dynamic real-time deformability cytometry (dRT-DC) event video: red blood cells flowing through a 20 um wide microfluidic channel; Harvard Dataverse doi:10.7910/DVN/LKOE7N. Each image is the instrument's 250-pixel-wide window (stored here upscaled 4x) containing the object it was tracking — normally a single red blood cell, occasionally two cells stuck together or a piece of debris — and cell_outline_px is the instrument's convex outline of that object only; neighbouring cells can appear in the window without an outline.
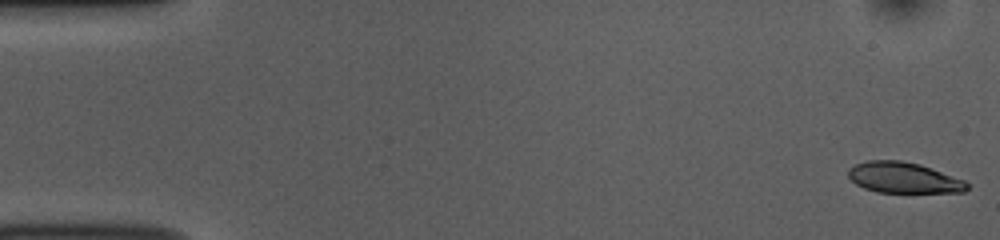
{"species": "common noctule bat (a hibernating species)", "species_latin": "Nyctalus noctula", "temperature_condition": "room temperature", "stored_images_in_passage": 52, "camera_frame_rate_fps": 3000, "um_per_image_px": 0.085, "animal": {"sex": "female", "body_mass_g": 10.0, "forearm_length_mm": 53.1}, "frame": {"image": 1, "passage_image": 1, "time_ms": 0.0, "image_size_px": [1000, 240], "cell_outline_px": [[968, 188], [964, 192], [876, 192], [864, 188], [856, 184], [848, 176], [848, 168], [856, 164], [868, 160], [900, 160], [920, 164], [964, 180], [968, 184]], "centroid_in_image_um": [76.78, 15.1], "position_along_channel_um": 8.2, "area_um2": 21.21}}
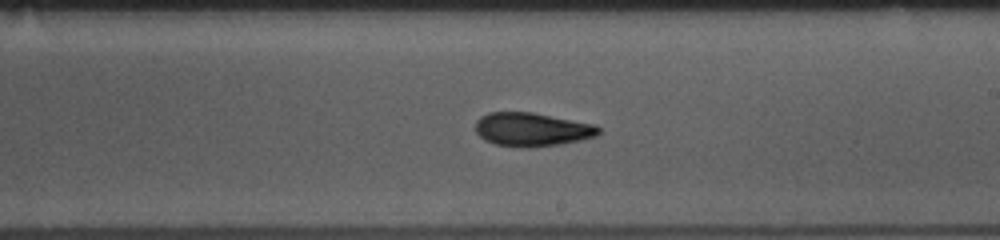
{"frame": {"image": 2, "passage_image": 30, "time_ms": 9.667, "image_size_px": [1000, 240], "cell_outline_px": [[600, 132], [596, 136], [580, 140], [560, 144], [528, 148], [520, 148], [496, 144], [484, 140], [476, 132], [476, 120], [480, 116], [488, 112], [532, 112], [596, 124], [600, 128]], "centroid_in_image_um": [45.21, 11.0], "position_along_channel_um": 243.8, "area_um2": 24.33}}
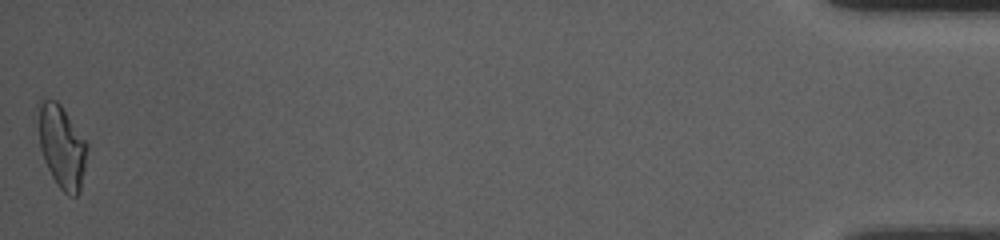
{"frame": {"image": 3, "passage_image": 52, "time_ms": 17.0, "image_size_px": [1000, 240], "cell_outline_px": [[88, 148], [80, 192], [76, 196], [68, 196], [56, 184], [44, 160], [40, 148], [36, 104], [40, 96], [56, 100], [60, 104], [88, 144]], "centroid_in_image_um": [5.22, 12.4], "position_along_channel_um": 430.0, "area_um2": 23.99}, "authors_computed_cell_mechanics": {"area_um2": 23.1778, "velocity_mm_per_s": 3.8262, "shape_relaxation_time_tau1_ms": 5.0082, "shape_relaxation_time_tau2_ms": 4.3155, "deformation_change_tau1": 0.1586, "deformation_change_tau2": 0.1132}}